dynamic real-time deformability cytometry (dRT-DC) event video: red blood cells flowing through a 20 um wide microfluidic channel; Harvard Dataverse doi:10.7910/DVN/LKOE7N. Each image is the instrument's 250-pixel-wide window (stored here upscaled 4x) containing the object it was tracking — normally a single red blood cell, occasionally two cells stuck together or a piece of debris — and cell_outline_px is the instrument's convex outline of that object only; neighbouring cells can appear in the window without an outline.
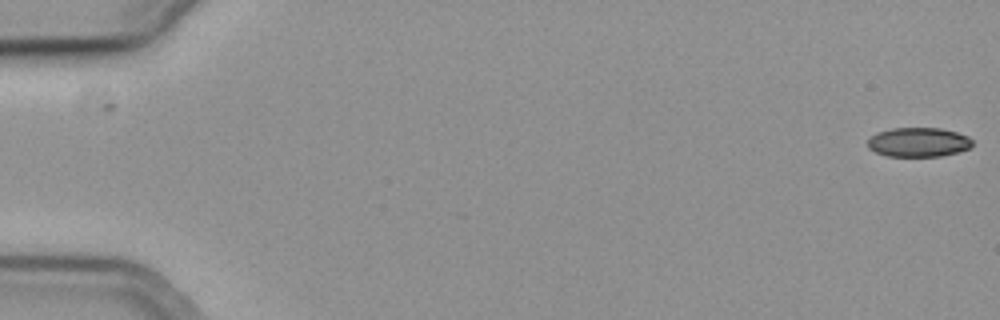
{"species": "common noctule bat (a hibernating species)", "species_latin": "Nyctalus noctula", "temperature_condition": "cold", "stored_images_in_passage": 21, "camera_frame_rate_fps": 3000, "um_per_image_px": 0.085, "animal": {"sex": "female", "body_mass_g": 19.3, "forearm_length_mm": 54.1}, "frame": {"image": 1, "passage_image": 1, "time_ms": 0.0, "image_size_px": [1000, 320], "cell_outline_px": [[972, 144], [968, 148], [956, 152], [940, 156], [888, 156], [876, 152], [868, 148], [868, 140], [876, 132], [892, 128], [940, 128], [956, 132], [968, 136], [972, 140]], "centroid_in_image_um": [78.04, 12.08], "position_along_channel_um": 7.0, "area_um2": 17.74}}
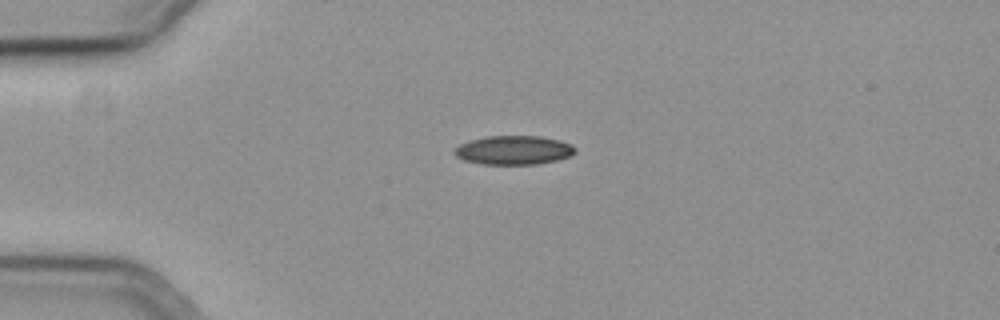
{"frame": {"image": 2, "passage_image": 15, "time_ms": 4.667, "image_size_px": [1000, 320], "cell_outline_px": [[576, 152], [572, 156], [556, 160], [536, 164], [480, 164], [464, 160], [456, 156], [452, 152], [460, 144], [472, 140], [488, 136], [540, 136], [560, 140], [572, 144], [576, 148]], "centroid_in_image_um": [43.7, 12.76], "position_along_channel_um": 41.3, "area_um2": 20.4}}
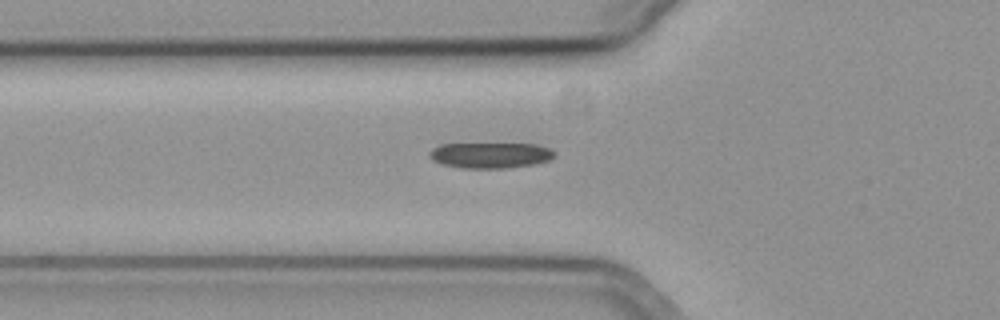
{"frame": {"image": 3, "passage_image": 21, "time_ms": 6.667, "image_size_px": [1000, 320], "cell_outline_px": [[556, 156], [548, 160], [536, 164], [504, 168], [460, 168], [440, 164], [432, 160], [428, 156], [428, 152], [432, 148], [440, 144], [536, 144], [552, 148], [556, 152]], "centroid_in_image_um": [41.68, 13.19], "position_along_channel_um": 84.1, "area_um2": 19.02}}